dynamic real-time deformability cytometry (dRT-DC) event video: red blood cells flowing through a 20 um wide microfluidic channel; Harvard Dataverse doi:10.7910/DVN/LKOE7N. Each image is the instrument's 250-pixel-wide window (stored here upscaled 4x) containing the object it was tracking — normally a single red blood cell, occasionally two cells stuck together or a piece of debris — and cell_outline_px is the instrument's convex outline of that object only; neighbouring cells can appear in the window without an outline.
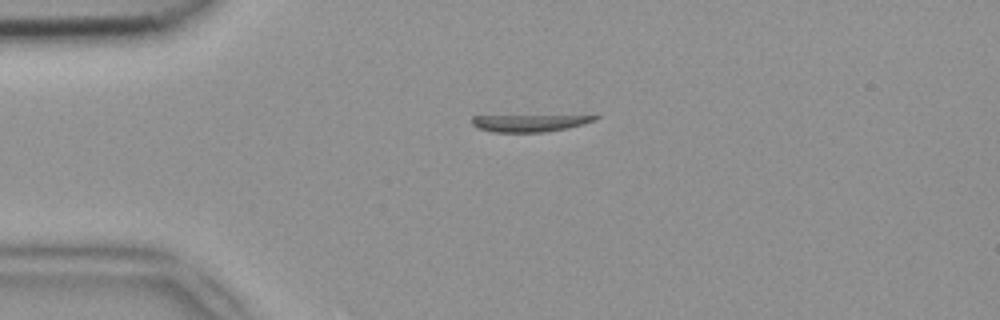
{"species": "common noctule bat (a hibernating species)", "species_latin": "Nyctalus noctula", "temperature_condition": "room temperature", "stored_images_in_passage": 12, "segment_of_instrument_passage": [2, 2], "camera_frame_rate_fps": 3000, "um_per_image_px": 0.085, "animal": {"sex": "female", "body_mass_g": 18.4}, "frame": {"image": 1, "passage_image": 12, "time_ms": 3.667, "image_size_px": [1000, 320], "cell_outline_px": [[600, 116], [584, 124], [568, 128], [544, 132], [492, 132], [480, 128], [472, 124], [472, 116]], "centroid_in_image_um": [44.95, 10.46], "position_along_channel_um": 40.1, "area_um2": 11.85}}